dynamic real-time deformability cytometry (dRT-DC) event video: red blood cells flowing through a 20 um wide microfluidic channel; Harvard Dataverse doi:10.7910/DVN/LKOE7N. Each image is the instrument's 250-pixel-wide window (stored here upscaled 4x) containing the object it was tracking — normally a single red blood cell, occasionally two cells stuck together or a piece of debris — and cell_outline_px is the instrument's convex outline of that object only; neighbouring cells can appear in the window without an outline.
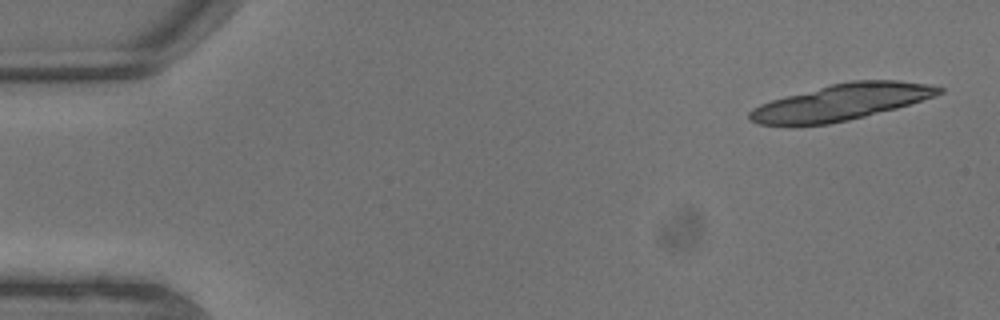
{"species": "common noctule bat (a hibernating species)", "species_latin": "Nyctalus noctula", "temperature_condition": "warm", "stored_images_in_passage": 6, "camera_frame_rate_fps": 3000, "um_per_image_px": 0.085, "animal": {"sex": "male", "body_mass_g": 13.3}, "frame": {"image": 1, "passage_image": 1, "time_ms": 0.0, "image_size_px": [1000, 320], "cell_outline_px": [[944, 92], [936, 96], [896, 108], [848, 120], [828, 124], [796, 128], [792, 128], [756, 124], [748, 120], [748, 112], [752, 108], [760, 104], [772, 100], [832, 84], [852, 80], [896, 80], [928, 84], [944, 88]], "centroid_in_image_um": [71.42, 8.73], "position_along_channel_um": 13.6, "area_um2": 40.52}}
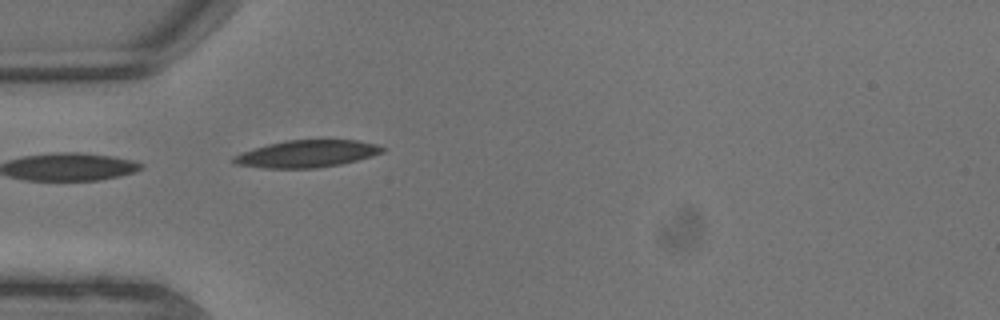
{"frame": {"image": 2, "passage_image": 6, "time_ms": 1.667, "image_size_px": [1000, 320], "cell_outline_px": [[388, 148], [384, 152], [372, 156], [340, 164], [316, 168], [264, 168], [236, 164], [228, 160], [232, 156], [268, 144], [284, 140], [356, 140], [376, 144]], "centroid_in_image_um": [26.09, 13.07], "position_along_channel_um": 58.9, "area_um2": 23.52}}